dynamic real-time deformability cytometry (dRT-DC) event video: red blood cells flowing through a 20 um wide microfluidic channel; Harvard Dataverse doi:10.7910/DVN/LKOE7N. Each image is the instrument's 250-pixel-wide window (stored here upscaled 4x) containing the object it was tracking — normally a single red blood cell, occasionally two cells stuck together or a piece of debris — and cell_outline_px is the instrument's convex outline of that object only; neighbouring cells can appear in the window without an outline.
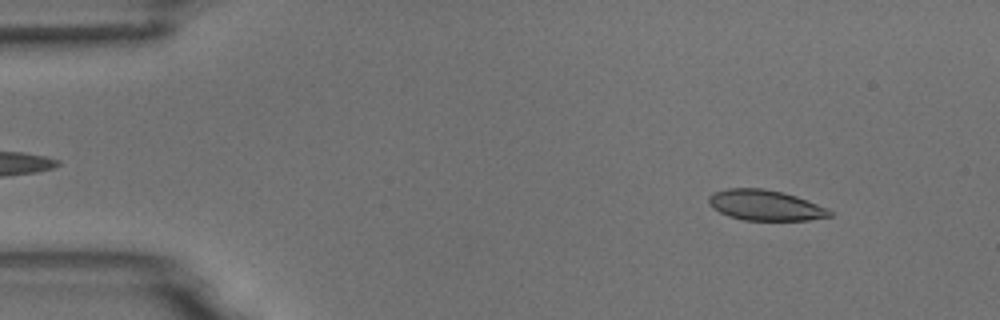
{"species": "common noctule bat (a hibernating species)", "species_latin": "Nyctalus noctula", "temperature_condition": "room temperature", "stored_images_in_passage": 53, "camera_frame_rate_fps": 3000, "um_per_image_px": 0.085, "animal": {"sex": "male", "body_mass_g": 18.8}, "frame": {"image": 1, "passage_image": 5, "time_ms": 1.333, "image_size_px": [1000, 320], "cell_outline_px": [[832, 216], [808, 220], [744, 220], [728, 216], [712, 208], [708, 200], [708, 196], [712, 192], [728, 188], [764, 188], [784, 192], [796, 196], [828, 208], [832, 212]], "centroid_in_image_um": [65.03, 17.44], "position_along_channel_um": 20.0, "area_um2": 21.62}}
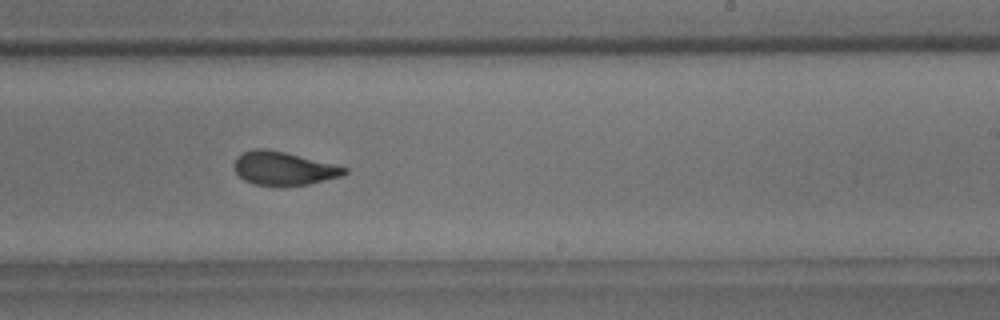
{"frame": {"image": 2, "passage_image": 32, "time_ms": 10.333, "image_size_px": [1000, 320], "cell_outline_px": [[348, 172], [340, 176], [308, 184], [284, 188], [256, 184], [244, 180], [236, 172], [236, 160], [244, 152], [256, 148], [264, 148], [284, 152], [348, 168]], "centroid_in_image_um": [24.12, 14.35], "position_along_channel_um": 264.9, "area_um2": 21.27}}
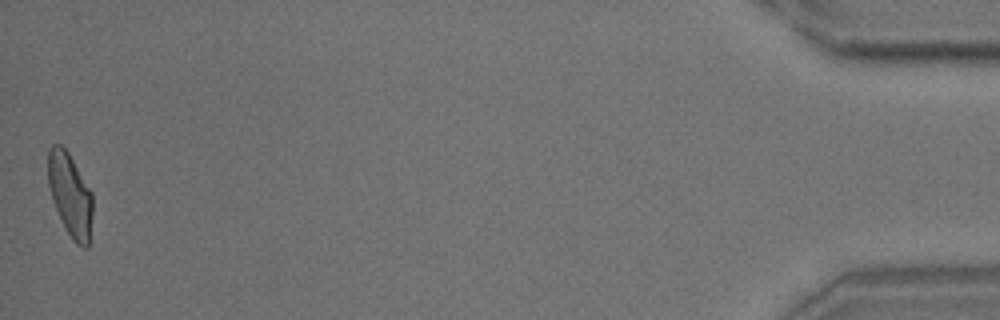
{"frame": {"image": 3, "passage_image": 53, "time_ms": 17.333, "image_size_px": [1000, 320], "cell_outline_px": [[92, 216], [88, 248], [84, 248], [76, 244], [72, 240], [52, 200], [48, 184], [48, 148], [52, 144], [60, 144], [68, 152], [92, 192]], "centroid_in_image_um": [5.96, 16.55], "position_along_channel_um": 429.2, "area_um2": 21.5}, "authors_computed_cell_mechanics": {"area_um2": 21.964, "velocity_mm_per_s": 3.6887, "shape_relaxation_time_tau1_ms": 9.1904, "shape_relaxation_time_tau2_ms": 1.4589, "deformation_change_tau1": 0.2344, "deformation_change_tau2": 0.0743}}